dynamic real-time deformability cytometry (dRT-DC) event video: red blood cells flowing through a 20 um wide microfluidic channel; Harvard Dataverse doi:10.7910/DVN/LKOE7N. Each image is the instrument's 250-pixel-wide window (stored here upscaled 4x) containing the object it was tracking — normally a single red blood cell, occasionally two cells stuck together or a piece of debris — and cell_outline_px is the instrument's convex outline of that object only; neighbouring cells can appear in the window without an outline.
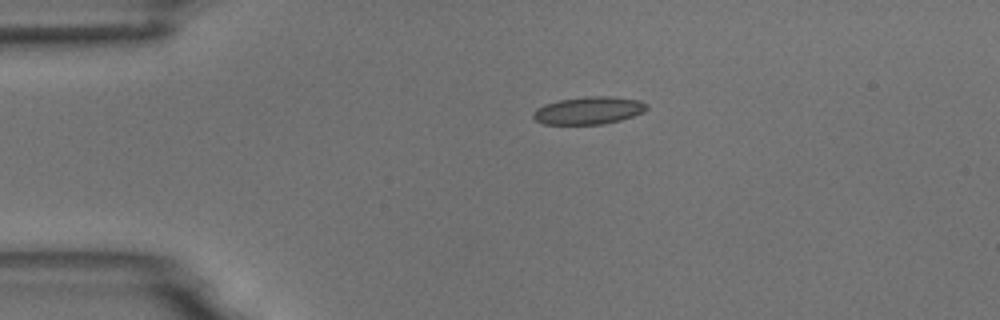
{"species": "common noctule bat (a hibernating species)", "species_latin": "Nyctalus noctula", "temperature_condition": "room temperature", "stored_images_in_passage": 2, "camera_frame_rate_fps": 3000, "um_per_image_px": 0.085, "animal": {"sex": "male", "body_mass_g": 18.8}, "frame": {"image": 1, "passage_image": 1, "time_ms": 0.0, "image_size_px": [1000, 320], "cell_outline_px": [[648, 108], [644, 112], [620, 120], [604, 124], [544, 124], [536, 120], [532, 116], [532, 112], [536, 108], [544, 104], [560, 100], [588, 96], [608, 96], [640, 100], [648, 104]], "centroid_in_image_um": [50.04, 9.39], "position_along_channel_um": 35.0, "area_um2": 18.26}}